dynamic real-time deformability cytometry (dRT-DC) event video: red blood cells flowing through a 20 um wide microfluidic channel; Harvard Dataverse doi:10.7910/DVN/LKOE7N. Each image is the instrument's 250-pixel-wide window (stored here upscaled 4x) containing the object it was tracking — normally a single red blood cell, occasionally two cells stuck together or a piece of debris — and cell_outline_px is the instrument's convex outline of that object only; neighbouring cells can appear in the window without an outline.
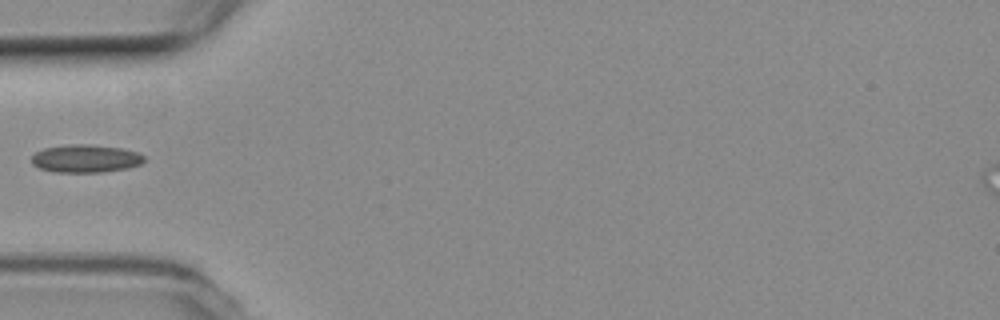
{"species": "common noctule bat (a hibernating species)", "species_latin": "Nyctalus noctula", "temperature_condition": "room temperature", "stored_images_in_passage": 5, "camera_frame_rate_fps": 3000, "um_per_image_px": 0.085, "animal": {"sex": "female", "body_mass_g": 19.3, "forearm_length_mm": 54.1}, "frame": {"image": 1, "passage_image": 5, "time_ms": 1.333, "image_size_px": [1000, 320], "cell_outline_px": [[144, 160], [140, 164], [128, 168], [104, 172], [56, 172], [40, 168], [32, 164], [32, 156], [36, 152], [44, 148], [68, 144], [92, 144], [120, 148], [140, 152], [144, 156]], "centroid_in_image_um": [7.29, 13.47], "position_along_channel_um": 77.7, "area_um2": 18.38}}